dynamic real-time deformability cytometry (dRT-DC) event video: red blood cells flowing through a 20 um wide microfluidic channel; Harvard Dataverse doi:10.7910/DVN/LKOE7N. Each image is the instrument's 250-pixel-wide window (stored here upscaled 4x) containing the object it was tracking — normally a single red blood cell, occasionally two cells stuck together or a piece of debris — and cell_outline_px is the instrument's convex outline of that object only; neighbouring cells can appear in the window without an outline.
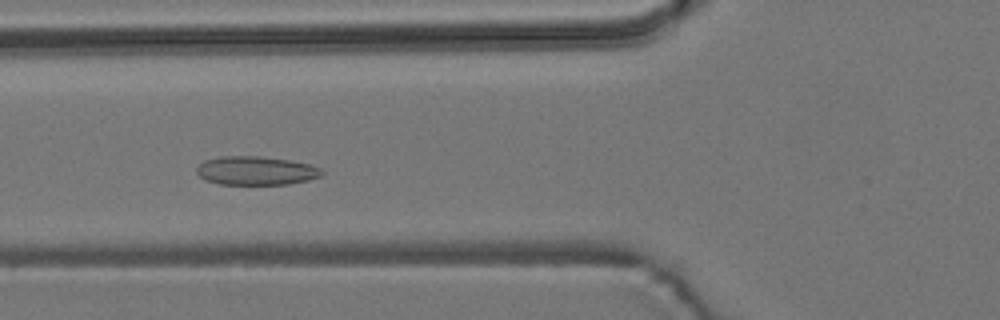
{"species": "common noctule bat (a hibernating species)", "species_latin": "Nyctalus noctula", "temperature_condition": "room temperature", "stored_images_in_passage": 41, "camera_frame_rate_fps": 3000, "um_per_image_px": 0.085, "animal": {"sex": "male", "body_mass_g": 19.2, "forearm_length_mm": 51.8}, "frame": {"image": 1, "passage_image": 5, "time_ms": 1.333, "image_size_px": [1000, 320], "cell_outline_px": [[324, 172], [320, 176], [308, 180], [288, 184], [220, 184], [204, 180], [196, 172], [196, 168], [204, 160], [220, 156], [260, 156], [288, 160], [308, 164], [320, 168]], "centroid_in_image_um": [21.72, 14.5], "position_along_channel_um": 104.1, "area_um2": 20.87}}
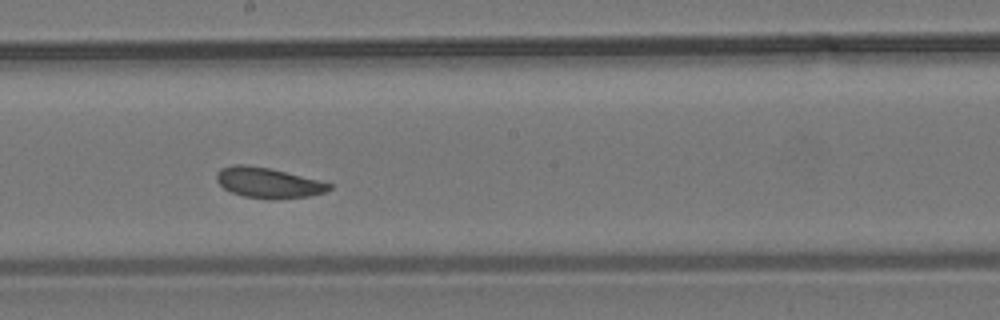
{"frame": {"image": 2, "passage_image": 15, "time_ms": 4.667, "image_size_px": [1000, 320], "cell_outline_px": [[332, 188], [324, 192], [308, 196], [272, 200], [244, 196], [232, 192], [224, 188], [216, 180], [216, 172], [220, 168], [232, 164], [244, 164], [268, 168], [320, 180], [332, 184]], "centroid_in_image_um": [22.77, 15.53], "position_along_channel_um": 225.4, "area_um2": 19.94}}
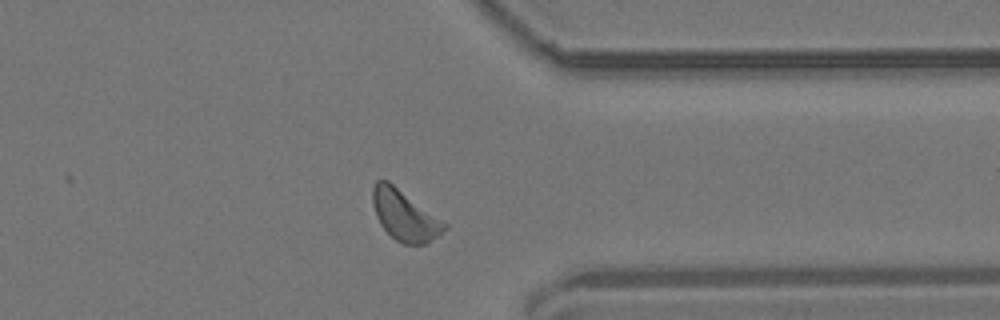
{"frame": {"image": 3, "passage_image": 28, "time_ms": 9.0, "image_size_px": [1000, 320], "cell_outline_px": [[448, 228], [428, 244], [404, 244], [396, 240], [380, 224], [376, 216], [372, 204], [372, 188], [376, 180], [388, 180], [448, 224]], "centroid_in_image_um": [34.4, 18.31], "position_along_channel_um": 377.0, "area_um2": 21.15}, "authors_computed_cell_mechanics": {"area_um2": 20.1144, "velocity_mm_per_s": 3.646, "shape_relaxation_time_tau1_ms": 4.36, "shape_relaxation_time_tau2_ms": 3.4117, "deformation_change_tau1": 0.0687, "deformation_change_tau2": 0.0895}}